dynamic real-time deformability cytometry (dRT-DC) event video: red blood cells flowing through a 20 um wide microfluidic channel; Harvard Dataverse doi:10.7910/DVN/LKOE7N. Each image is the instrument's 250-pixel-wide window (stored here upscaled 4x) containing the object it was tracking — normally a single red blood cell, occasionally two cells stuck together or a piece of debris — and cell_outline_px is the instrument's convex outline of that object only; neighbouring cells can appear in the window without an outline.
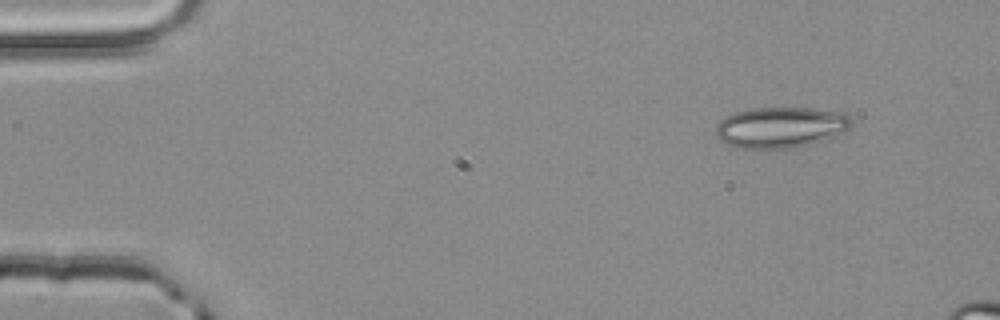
{"species": "common noctule bat (a hibernating species)", "species_latin": "Nyctalus noctula", "temperature_condition": "room temperature", "stored_images_in_passage": 4, "camera_frame_rate_fps": 3000, "um_per_image_px": 0.085, "animal": {"sex": "male", "body_mass_g": 20.4}, "frame": {"image": 1, "passage_image": 1, "time_ms": 0.0, "image_size_px": [1000, 320], "cell_outline_px": [[852, 124], [848, 128], [832, 136], [808, 144], [792, 148], [740, 148], [728, 144], [720, 140], [716, 136], [716, 124], [724, 116], [736, 112], [752, 108], [812, 108], [844, 112], [852, 120]], "centroid_in_image_um": [66.31, 10.8], "position_along_channel_um": 18.7, "area_um2": 32.02}}